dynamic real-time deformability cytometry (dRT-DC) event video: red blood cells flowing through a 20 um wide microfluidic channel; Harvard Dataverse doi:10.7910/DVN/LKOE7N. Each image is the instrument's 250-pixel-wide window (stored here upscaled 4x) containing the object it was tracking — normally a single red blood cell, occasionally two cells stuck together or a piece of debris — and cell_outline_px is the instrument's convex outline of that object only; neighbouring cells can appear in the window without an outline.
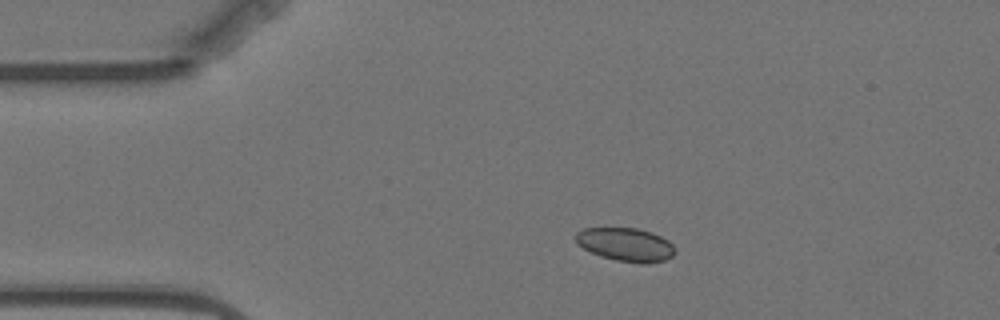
{"species": "Egyptian fruit bat (a non-hibernating species)", "species_latin": "Rousettus aegyptiacus", "temperature_condition": "warm", "stored_images_in_passage": 9, "camera_frame_rate_fps": 3000, "um_per_image_px": 0.085, "animal": {"sex": "female"}, "frame": {"image": 1, "passage_image": 1, "time_ms": 0.0, "image_size_px": [1000, 320], "cell_outline_px": [[676, 252], [672, 256], [664, 260], [648, 264], [640, 264], [616, 260], [600, 256], [576, 244], [576, 232], [584, 228], [636, 228], [652, 232], [668, 240], [672, 244]], "centroid_in_image_um": [53.19, 20.79], "position_along_channel_um": 31.8, "area_um2": 19.42}}
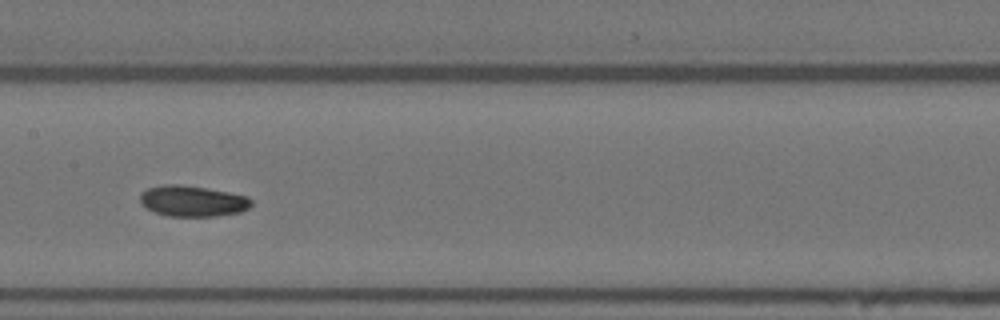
{"frame": {"image": 2, "passage_image": 6, "time_ms": 5.667, "image_size_px": [1000, 320], "cell_outline_px": [[252, 204], [248, 208], [240, 212], [216, 216], [168, 216], [156, 212], [140, 204], [140, 192], [148, 188], [160, 184], [180, 184], [228, 192], [248, 196], [252, 200]], "centroid_in_image_um": [16.35, 17.08], "position_along_channel_um": 191.0, "area_um2": 20.06}}
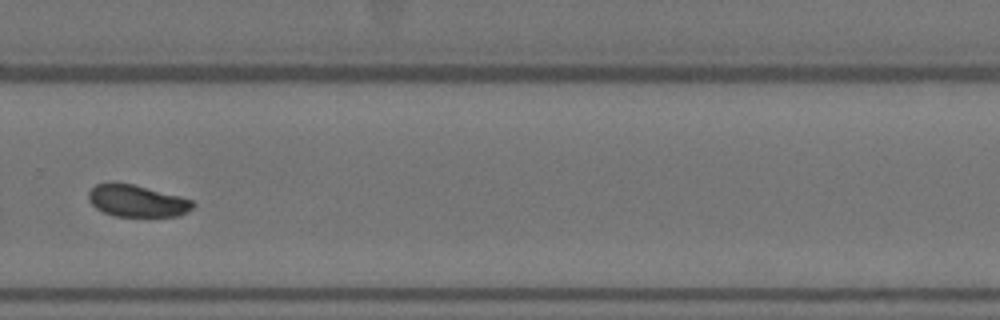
{"frame": {"image": 3, "passage_image": 9, "time_ms": 9.333, "image_size_px": [1000, 320], "cell_outline_px": [[196, 204], [188, 212], [180, 216], [116, 216], [104, 212], [96, 208], [88, 200], [88, 192], [96, 184], [112, 180], [132, 184], [180, 196], [192, 200]], "centroid_in_image_um": [11.63, 17.05], "position_along_channel_um": 318.2, "area_um2": 19.65}}